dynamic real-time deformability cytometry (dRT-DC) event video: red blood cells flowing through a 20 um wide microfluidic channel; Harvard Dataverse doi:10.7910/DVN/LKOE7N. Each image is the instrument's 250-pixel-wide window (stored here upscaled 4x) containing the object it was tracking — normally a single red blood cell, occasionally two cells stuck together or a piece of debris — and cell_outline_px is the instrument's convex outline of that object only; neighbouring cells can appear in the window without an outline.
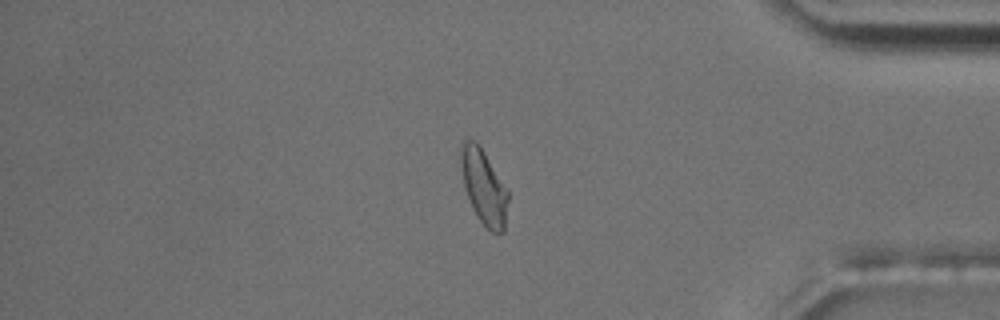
{"species": "common noctule bat (a hibernating species)", "species_latin": "Nyctalus noctula", "temperature_condition": "room temperature", "stored_images_in_passage": 55, "camera_frame_rate_fps": 3000, "um_per_image_px": 0.085, "animal": {"sex": "male", "body_mass_g": 17.5, "forearm_length_mm": 52.3}, "frame": {"image": 1, "passage_image": 47, "time_ms": 15.333, "image_size_px": [1000, 320], "cell_outline_px": [[508, 200], [504, 232], [496, 236], [480, 220], [468, 196], [464, 184], [460, 160], [460, 144], [464, 136], [476, 140], [480, 144], [508, 192]], "centroid_in_image_um": [41.11, 15.81], "position_along_channel_um": 394.1, "area_um2": 20.52}, "authors_computed_cell_mechanics": {"area_um2": 19.4786, "velocity_mm_per_s": 3.6679, "shape_relaxation_time_tau1_ms": null, "shape_relaxation_time_tau2_ms": 1.5678, "deformation_change_tau1": null, "deformation_change_tau2": 0.059}}